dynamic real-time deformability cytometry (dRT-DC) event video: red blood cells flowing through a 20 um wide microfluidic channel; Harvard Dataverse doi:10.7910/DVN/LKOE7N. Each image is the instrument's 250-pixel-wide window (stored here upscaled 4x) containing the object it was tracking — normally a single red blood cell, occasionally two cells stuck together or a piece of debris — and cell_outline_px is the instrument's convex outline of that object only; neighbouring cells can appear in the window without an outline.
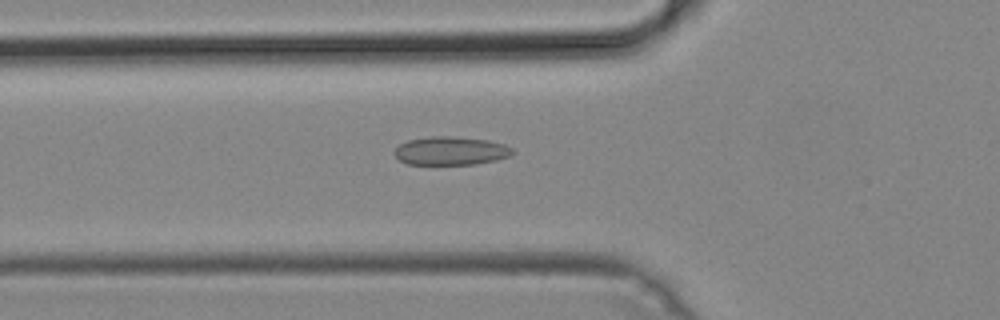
{"species": "common noctule bat (a hibernating species)", "species_latin": "Nyctalus noctula", "temperature_condition": "cold", "stored_images_in_passage": 50, "camera_frame_rate_fps": 3000, "um_per_image_px": 0.085, "animal": {"sex": "male", "body_mass_g": 19.2, "forearm_length_mm": 51.8}, "frame": {"image": 1, "passage_image": 18, "time_ms": 5.667, "image_size_px": [1000, 320], "cell_outline_px": [[516, 152], [508, 156], [496, 160], [472, 164], [408, 164], [400, 160], [392, 152], [400, 144], [408, 140], [432, 136], [452, 136], [488, 140], [504, 144], [512, 148]], "centroid_in_image_um": [38.31, 12.81], "position_along_channel_um": 87.5, "area_um2": 19.48}}
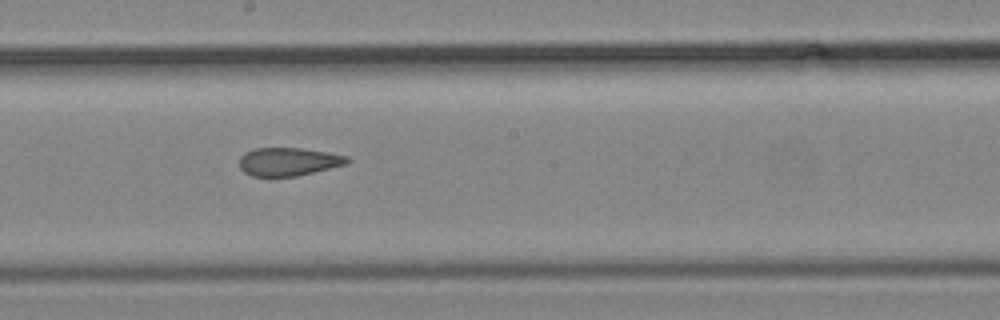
{"frame": {"image": 2, "passage_image": 28, "time_ms": 9.0, "image_size_px": [1000, 320], "cell_outline_px": [[352, 160], [348, 164], [296, 176], [252, 176], [244, 172], [240, 168], [240, 156], [244, 152], [256, 148], [300, 148], [328, 152], [348, 156]], "centroid_in_image_um": [24.54, 13.73], "position_along_channel_um": 223.7, "area_um2": 17.8}}
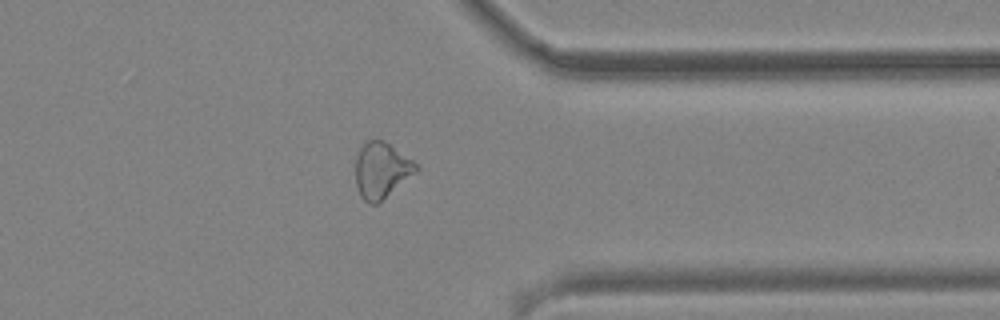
{"frame": {"image": 3, "passage_image": 40, "time_ms": 13.0, "image_size_px": [1000, 320], "cell_outline_px": [[420, 168], [416, 172], [376, 204], [368, 204], [360, 196], [356, 184], [356, 156], [360, 148], [368, 140], [384, 140], [412, 160]], "centroid_in_image_um": [32.4, 14.46], "position_along_channel_um": 379.0, "area_um2": 19.36}}